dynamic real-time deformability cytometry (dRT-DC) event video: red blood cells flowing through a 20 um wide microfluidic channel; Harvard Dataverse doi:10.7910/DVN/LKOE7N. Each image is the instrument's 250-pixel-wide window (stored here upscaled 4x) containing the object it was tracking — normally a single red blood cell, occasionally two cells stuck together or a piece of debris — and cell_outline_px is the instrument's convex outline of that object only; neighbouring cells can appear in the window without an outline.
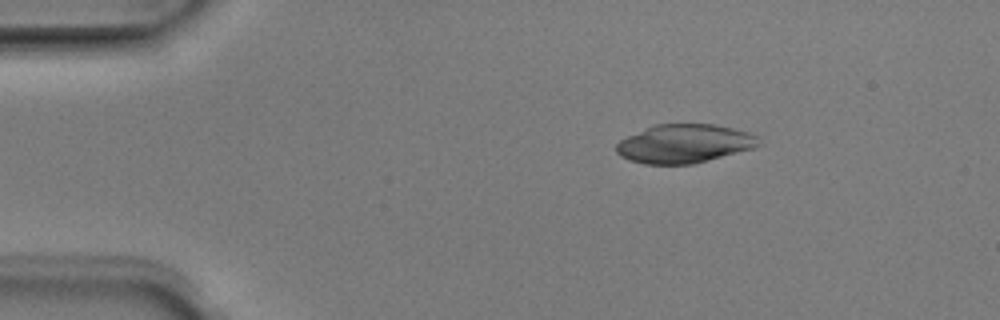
{"species": "Egyptian fruit bat (a non-hibernating species)", "species_latin": "Rousettus aegyptiacus", "temperature_condition": "room temperature", "stored_images_in_passage": 6, "camera_frame_rate_fps": 3000, "um_per_image_px": 0.085, "animal": {"sex": "male"}, "frame": {"image": 1, "passage_image": 3, "time_ms": 0.667, "image_size_px": [1000, 320], "cell_outline_px": [[764, 144], [752, 148], [708, 160], [692, 164], [644, 164], [628, 160], [620, 156], [616, 152], [616, 144], [620, 140], [628, 136], [656, 124], [716, 124], [748, 132], [760, 136]], "centroid_in_image_um": [58.2, 12.21], "position_along_channel_um": 26.8, "area_um2": 32.14}}